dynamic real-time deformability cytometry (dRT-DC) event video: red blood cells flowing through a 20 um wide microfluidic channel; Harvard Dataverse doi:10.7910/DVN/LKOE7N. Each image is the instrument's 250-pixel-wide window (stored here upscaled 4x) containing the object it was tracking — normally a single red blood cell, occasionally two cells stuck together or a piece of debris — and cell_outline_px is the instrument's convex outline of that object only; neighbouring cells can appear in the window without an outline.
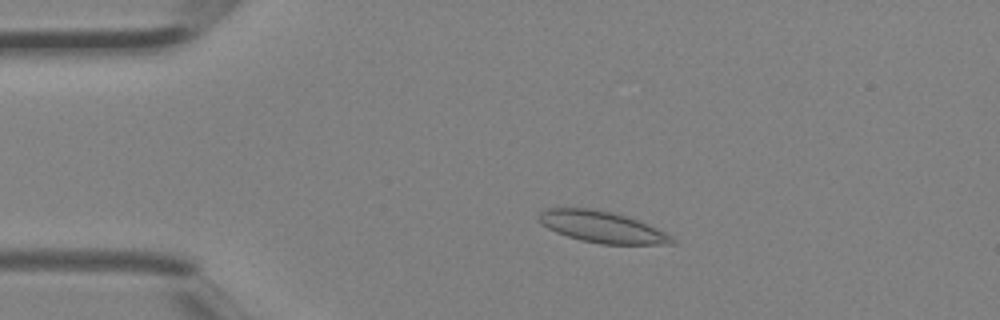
{"species": "Egyptian fruit bat (a non-hibernating species)", "species_latin": "Rousettus aegyptiacus", "temperature_condition": "room temperature", "stored_images_in_passage": 4, "camera_frame_rate_fps": 3000, "um_per_image_px": 0.085, "animal": {"sex": "female"}, "frame": {"image": 1, "passage_image": 2, "time_ms": 0.333, "image_size_px": [1000, 320], "cell_outline_px": [[676, 244], [600, 244], [580, 240], [556, 232], [540, 224], [536, 220], [536, 216], [540, 212], [548, 208], [592, 208], [612, 212], [636, 220], [656, 228], [672, 236], [676, 240]], "centroid_in_image_um": [51.12, 19.29], "position_along_channel_um": 33.9, "area_um2": 24.33}}
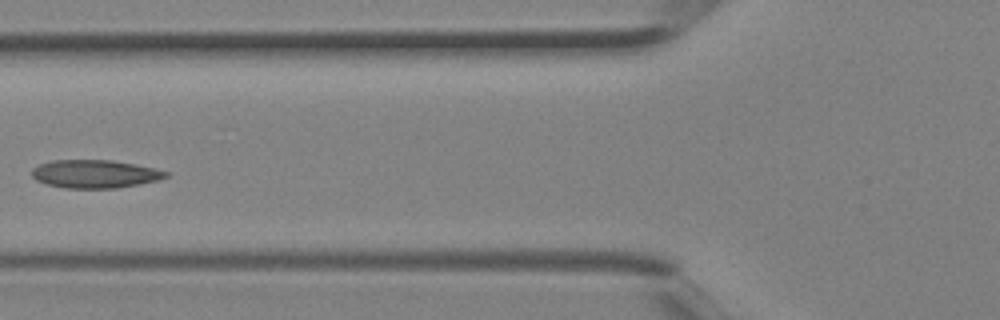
{"frame": {"image": 2, "passage_image": 4, "time_ms": 1.0, "image_size_px": [1000, 320], "cell_outline_px": [[168, 176], [160, 180], [140, 184], [116, 188], [64, 188], [48, 184], [36, 180], [32, 176], [32, 168], [40, 164], [52, 160], [112, 160], [152, 168], [168, 172]], "centroid_in_image_um": [8.05, 14.79], "position_along_channel_um": 117.7, "area_um2": 21.85}}